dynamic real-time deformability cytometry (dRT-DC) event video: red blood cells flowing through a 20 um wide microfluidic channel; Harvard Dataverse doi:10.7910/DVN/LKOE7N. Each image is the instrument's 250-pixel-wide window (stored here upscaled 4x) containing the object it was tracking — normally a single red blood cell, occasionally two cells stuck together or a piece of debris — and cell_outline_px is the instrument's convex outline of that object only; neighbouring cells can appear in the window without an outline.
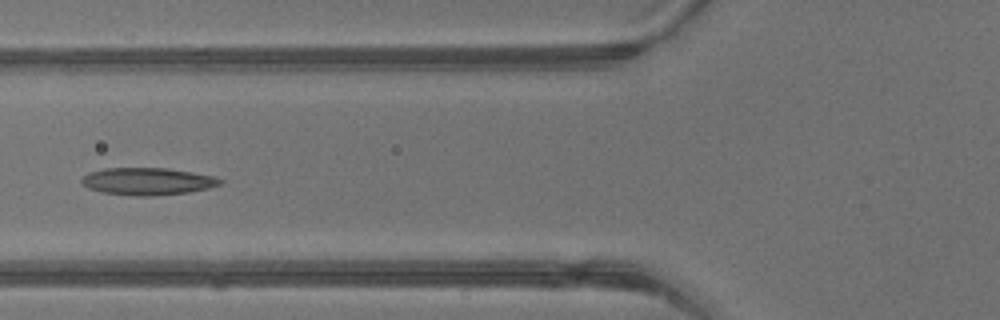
{"species": "common noctule bat (a hibernating species)", "species_latin": "Nyctalus noctula", "temperature_condition": "warm", "stored_images_in_passage": 2, "camera_frame_rate_fps": 3000, "um_per_image_px": 0.085, "animal": {"sex": "male", "body_mass_g": 13.3}, "frame": {"image": 1, "passage_image": 2, "time_ms": 0.333, "image_size_px": [1000, 320], "cell_outline_px": [[224, 180], [220, 184], [208, 188], [188, 192], [152, 196], [136, 196], [100, 192], [88, 188], [80, 180], [88, 172], [104, 168], [164, 168], [192, 172], [216, 176]], "centroid_in_image_um": [12.54, 15.41], "position_along_channel_um": 113.3, "area_um2": 22.02}}